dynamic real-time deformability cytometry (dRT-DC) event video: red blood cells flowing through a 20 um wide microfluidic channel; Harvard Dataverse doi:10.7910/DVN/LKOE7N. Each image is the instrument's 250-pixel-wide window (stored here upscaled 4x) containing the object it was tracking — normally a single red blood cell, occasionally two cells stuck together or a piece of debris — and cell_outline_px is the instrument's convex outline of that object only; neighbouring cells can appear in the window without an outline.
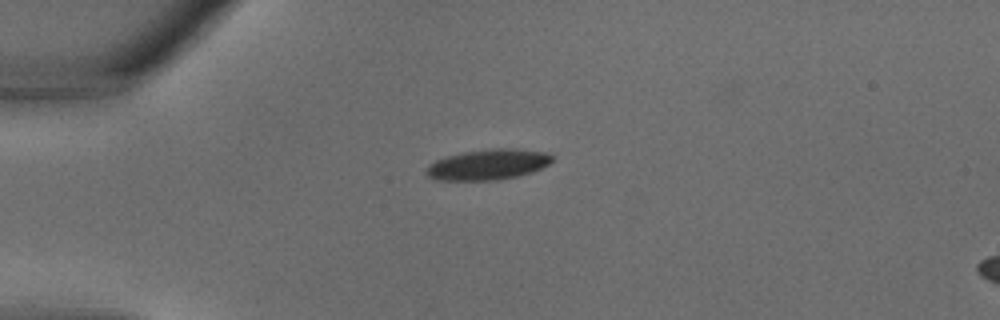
{"species": "common noctule bat (a hibernating species)", "species_latin": "Nyctalus noctula", "temperature_condition": "warm", "stored_images_in_passage": 26, "camera_frame_rate_fps": 3000, "um_per_image_px": 0.085, "animal": {"sex": "male", "body_mass_g": 18.8}, "frame": {"image": 1, "passage_image": 1, "time_ms": 0.0, "image_size_px": [1000, 320], "cell_outline_px": [[552, 160], [548, 164], [532, 172], [516, 176], [496, 180], [440, 180], [428, 176], [424, 172], [428, 164], [436, 160], [448, 156], [464, 152], [488, 148], [520, 148], [548, 152], [552, 156]], "centroid_in_image_um": [41.49, 13.97], "position_along_channel_um": 43.5, "area_um2": 22.48}}
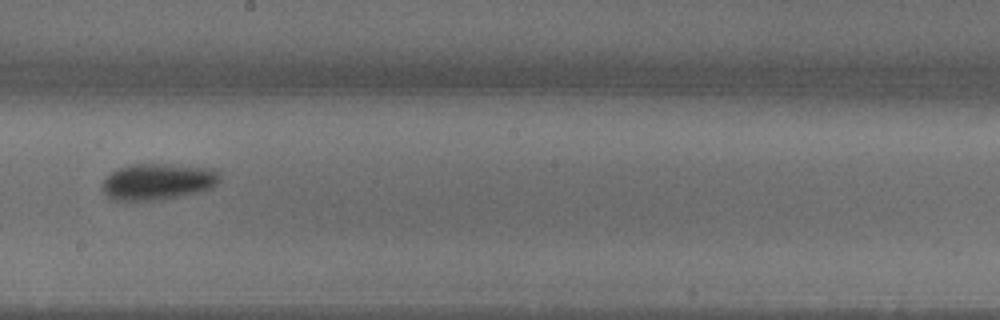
{"frame": {"image": 2, "passage_image": 12, "time_ms": 3.667, "image_size_px": [1000, 320], "cell_outline_px": [[220, 176], [216, 184], [212, 188], [200, 192], [160, 200], [116, 200], [108, 196], [104, 192], [104, 180], [116, 168], [128, 164], [160, 164], [212, 168]], "centroid_in_image_um": [13.42, 15.44], "position_along_channel_um": 234.8, "area_um2": 24.62}}
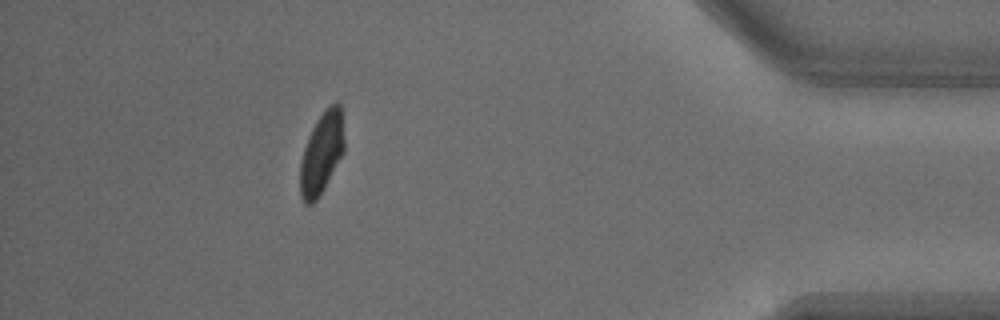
{"frame": {"image": 3, "passage_image": 23, "time_ms": 7.333, "image_size_px": [1000, 320], "cell_outline_px": [[344, 152], [324, 188], [316, 200], [312, 204], [304, 204], [300, 196], [300, 164], [304, 148], [308, 136], [316, 120], [332, 104], [340, 104], [344, 140]], "centroid_in_image_um": [27.32, 13.07], "position_along_channel_um": 407.9, "area_um2": 20.69}}